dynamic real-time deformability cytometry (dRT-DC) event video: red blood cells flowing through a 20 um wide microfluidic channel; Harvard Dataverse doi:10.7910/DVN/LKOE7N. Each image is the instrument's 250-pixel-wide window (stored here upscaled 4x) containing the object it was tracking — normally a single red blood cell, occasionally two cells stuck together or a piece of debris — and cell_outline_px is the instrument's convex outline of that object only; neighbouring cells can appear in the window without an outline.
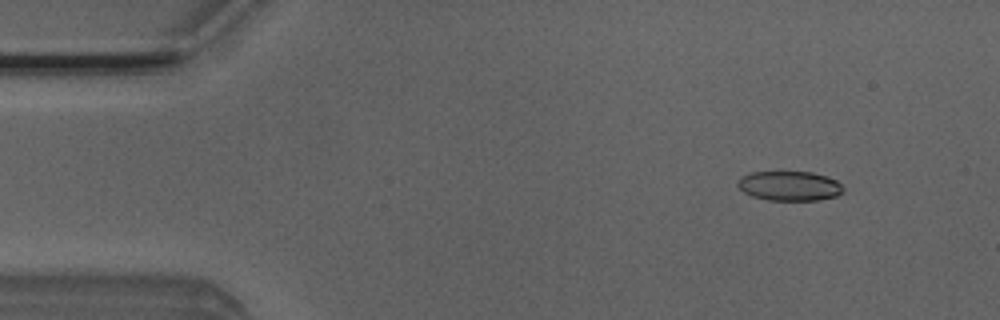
{"species": "Egyptian fruit bat (a non-hibernating species)", "species_latin": "Rousettus aegyptiacus", "temperature_condition": "room temperature", "stored_images_in_passage": 18, "camera_frame_rate_fps": 3000, "um_per_image_px": 0.085, "animal": {"sex": "male"}, "frame": {"image": 1, "passage_image": 6, "time_ms": 1.667, "image_size_px": [1000, 320], "cell_outline_px": [[844, 192], [836, 196], [816, 200], [768, 200], [752, 196], [744, 192], [736, 184], [740, 176], [752, 172], [812, 172], [836, 180], [844, 188]], "centroid_in_image_um": [67.09, 15.8], "position_along_channel_um": 17.9, "area_um2": 18.15}}
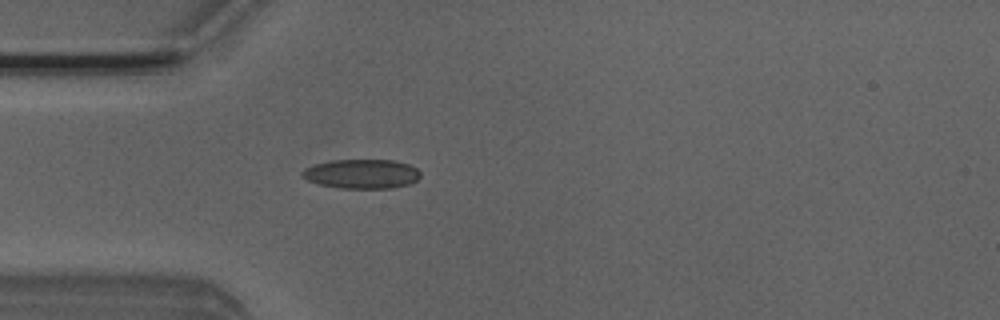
{"frame": {"image": 2, "passage_image": 15, "time_ms": 4.667, "image_size_px": [1000, 320], "cell_outline_px": [[420, 176], [416, 180], [408, 184], [392, 188], [340, 188], [316, 184], [308, 180], [300, 172], [304, 168], [316, 164], [332, 160], [392, 160], [408, 164], [416, 168], [420, 172]], "centroid_in_image_um": [30.73, 14.78], "position_along_channel_um": 54.3, "area_um2": 20.11}}